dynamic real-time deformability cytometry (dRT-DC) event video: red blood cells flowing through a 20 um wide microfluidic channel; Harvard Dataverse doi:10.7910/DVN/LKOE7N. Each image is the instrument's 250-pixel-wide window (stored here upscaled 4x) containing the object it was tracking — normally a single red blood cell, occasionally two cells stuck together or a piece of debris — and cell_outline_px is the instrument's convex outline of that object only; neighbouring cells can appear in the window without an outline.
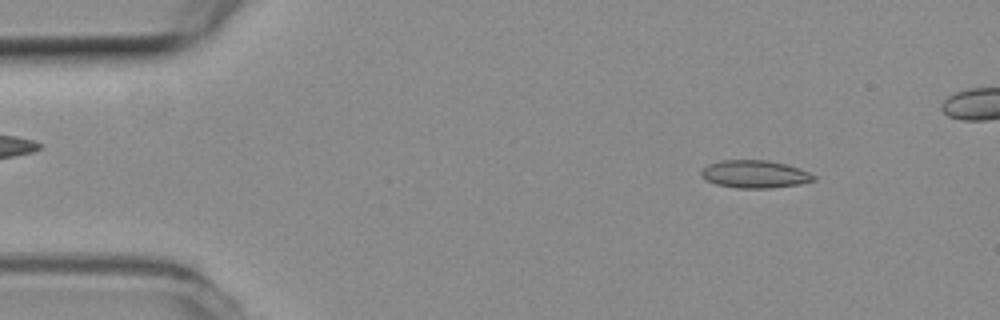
{"species": "common noctule bat (a hibernating species)", "species_latin": "Nyctalus noctula", "temperature_condition": "room temperature", "stored_images_in_passage": 5, "camera_frame_rate_fps": 3000, "um_per_image_px": 0.085, "animal": {"sex": "female", "body_mass_g": 19.3, "forearm_length_mm": 54.1}, "frame": {"image": 1, "passage_image": 1, "time_ms": 0.0, "image_size_px": [1000, 320], "cell_outline_px": [[816, 180], [800, 184], [772, 188], [736, 188], [716, 184], [704, 180], [700, 176], [700, 172], [708, 164], [720, 160], [768, 160], [800, 168], [816, 176]], "centroid_in_image_um": [64.14, 14.81], "position_along_channel_um": 20.9, "area_um2": 18.32}}
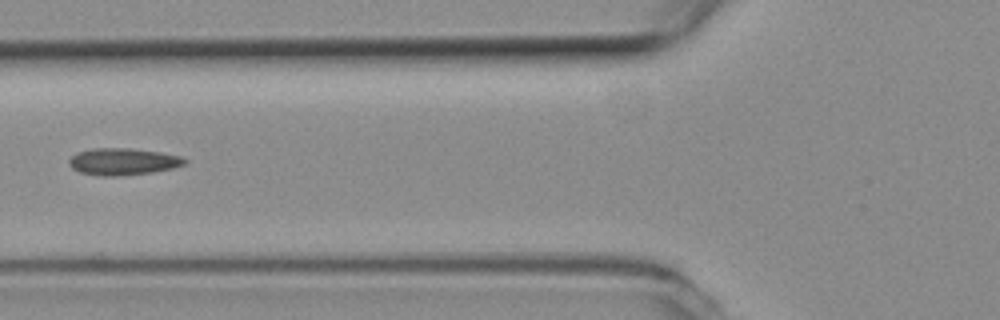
{"frame": {"image": 2, "passage_image": 5, "time_ms": 1.333, "image_size_px": [1000, 320], "cell_outline_px": [[188, 160], [184, 164], [172, 168], [152, 172], [116, 176], [100, 176], [80, 172], [72, 168], [68, 164], [68, 160], [76, 152], [92, 148], [128, 148], [160, 152], [180, 156]], "centroid_in_image_um": [10.41, 13.73], "position_along_channel_um": 115.4, "area_um2": 18.09}}